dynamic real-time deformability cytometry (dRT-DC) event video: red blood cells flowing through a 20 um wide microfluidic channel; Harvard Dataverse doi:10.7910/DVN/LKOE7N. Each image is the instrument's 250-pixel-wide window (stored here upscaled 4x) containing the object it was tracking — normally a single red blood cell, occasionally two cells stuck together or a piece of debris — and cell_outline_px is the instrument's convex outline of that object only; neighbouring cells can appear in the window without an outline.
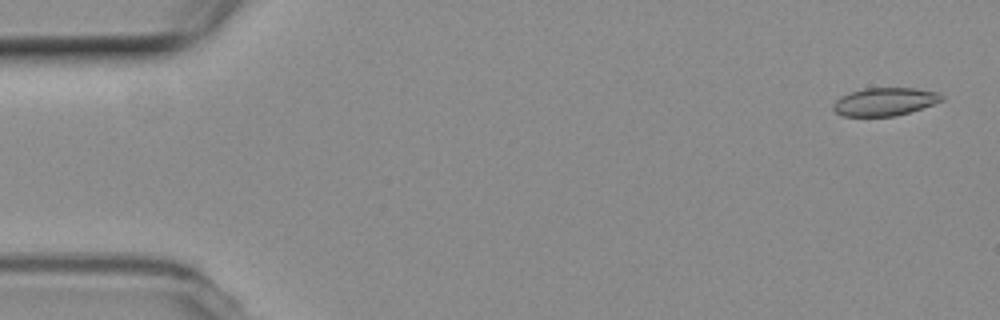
{"species": "common noctule bat (a hibernating species)", "species_latin": "Nyctalus noctula", "temperature_condition": "room temperature", "stored_images_in_passage": 55, "camera_frame_rate_fps": 3000, "um_per_image_px": 0.085, "animal": {"sex": "female", "body_mass_g": 19.3, "forearm_length_mm": 54.1}, "frame": {"image": 1, "passage_image": 2, "time_ms": 0.333, "image_size_px": [1000, 320], "cell_outline_px": [[944, 100], [896, 116], [844, 116], [836, 112], [832, 108], [832, 104], [840, 96], [864, 88], [916, 88], [940, 92], [944, 96]], "centroid_in_image_um": [75.21, 8.63], "position_along_channel_um": 9.8, "area_um2": 17.69}}
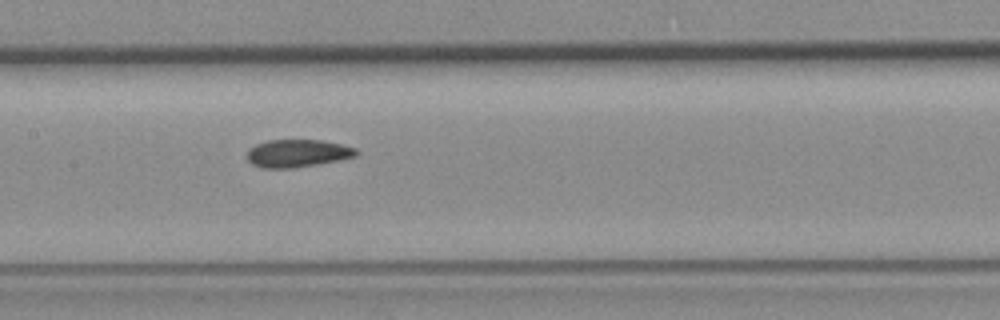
{"frame": {"image": 2, "passage_image": 26, "time_ms": 8.333, "image_size_px": [1000, 320], "cell_outline_px": [[360, 152], [356, 156], [316, 164], [292, 168], [260, 168], [252, 164], [248, 160], [248, 148], [256, 144], [268, 140], [320, 140], [340, 144], [356, 148]], "centroid_in_image_um": [25.26, 13.03], "position_along_channel_um": 182.1, "area_um2": 17.51}}
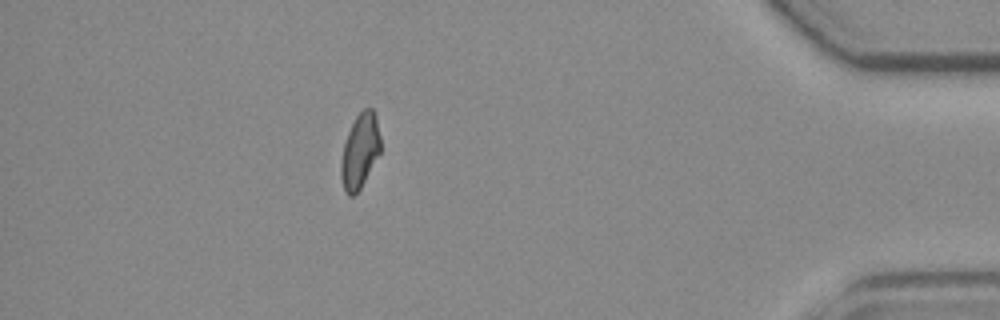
{"frame": {"image": 3, "passage_image": 48, "time_ms": 15.667, "image_size_px": [1000, 320], "cell_outline_px": [[380, 152], [360, 188], [352, 196], [348, 196], [344, 192], [340, 176], [340, 164], [344, 144], [348, 132], [356, 116], [364, 108], [372, 108], [376, 116], [380, 136]], "centroid_in_image_um": [30.58, 12.84], "position_along_channel_um": 404.6, "area_um2": 17.05}, "authors_computed_cell_mechanics": {"area_um2": 17.8024, "velocity_mm_per_s": 3.7446, "shape_relaxation_time_tau1_ms": 8.6867, "shape_relaxation_time_tau2_ms": 2.8322, "deformation_change_tau1": 0.1761, "deformation_change_tau2": 0.0801}}